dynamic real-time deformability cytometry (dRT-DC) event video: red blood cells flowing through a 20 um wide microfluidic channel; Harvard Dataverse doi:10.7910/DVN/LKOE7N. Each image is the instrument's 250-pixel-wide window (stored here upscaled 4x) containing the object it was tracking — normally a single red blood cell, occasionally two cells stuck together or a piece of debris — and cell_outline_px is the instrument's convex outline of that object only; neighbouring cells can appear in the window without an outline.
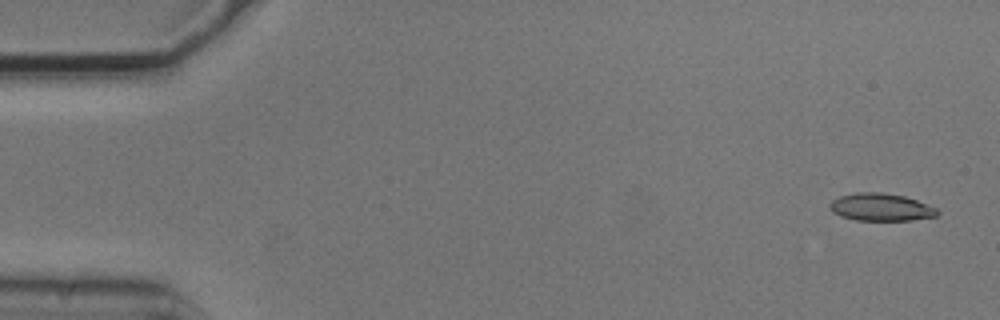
{"species": "common noctule bat (a hibernating species)", "species_latin": "Nyctalus noctula", "temperature_condition": "cold", "stored_images_in_passage": 4, "camera_frame_rate_fps": 3000, "um_per_image_px": 0.085, "animal": {"sex": "male", "body_mass_g": 20.5, "forearm_length_mm": 52.5}, "frame": {"image": 1, "passage_image": 1, "time_ms": 0.0, "image_size_px": [1000, 320], "cell_outline_px": [[940, 212], [936, 216], [912, 220], [856, 220], [840, 216], [832, 212], [828, 208], [828, 204], [832, 200], [840, 196], [856, 192], [880, 192], [904, 196], [916, 200], [936, 208]], "centroid_in_image_um": [74.83, 17.61], "position_along_channel_um": 10.2, "area_um2": 17.28}}
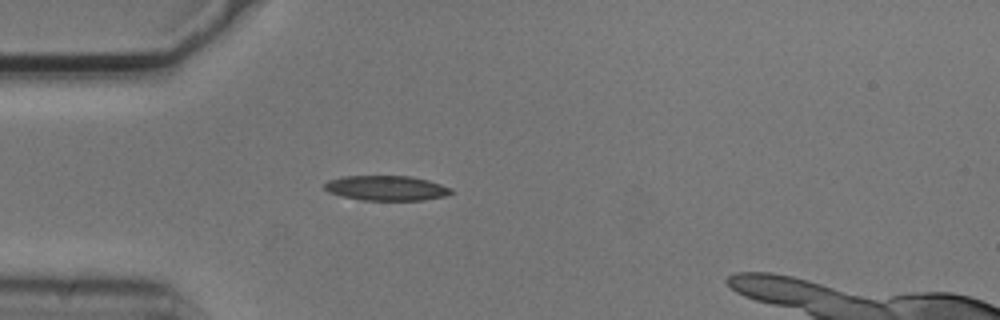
{"frame": {"image": 2, "passage_image": 4, "time_ms": 1.0, "image_size_px": [1000, 320], "cell_outline_px": [[452, 192], [444, 196], [424, 200], [360, 200], [340, 196], [328, 192], [324, 188], [324, 184], [328, 180], [344, 176], [412, 176], [428, 180], [452, 188]], "centroid_in_image_um": [32.81, 15.99], "position_along_channel_um": 52.2, "area_um2": 18.44}}